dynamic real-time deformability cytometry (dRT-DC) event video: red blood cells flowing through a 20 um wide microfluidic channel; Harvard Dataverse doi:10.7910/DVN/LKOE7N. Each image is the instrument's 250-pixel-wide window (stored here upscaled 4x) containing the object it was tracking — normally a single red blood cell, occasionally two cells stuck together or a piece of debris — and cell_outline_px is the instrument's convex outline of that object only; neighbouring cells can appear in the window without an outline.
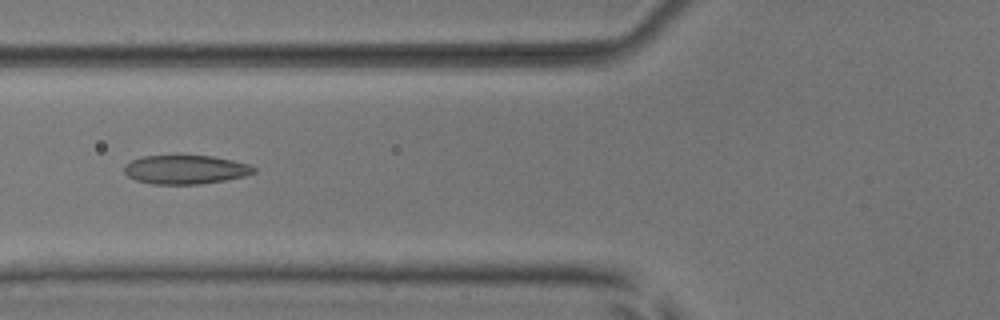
{"species": "common noctule bat (a hibernating species)", "species_latin": "Nyctalus noctula", "temperature_condition": "room temperature", "stored_images_in_passage": 5, "camera_frame_rate_fps": 3000, "um_per_image_px": 0.085, "animal": {"sex": "male", "body_mass_g": 17.9, "forearm_length_mm": 54.2}, "frame": {"image": 1, "passage_image": 5, "time_ms": 4.667, "image_size_px": [1000, 320], "cell_outline_px": [[256, 172], [244, 176], [224, 180], [200, 184], [152, 184], [136, 180], [128, 176], [124, 172], [124, 168], [132, 160], [144, 156], [212, 156], [232, 160], [248, 164], [256, 168]], "centroid_in_image_um": [15.78, 14.42], "position_along_channel_um": 110.0, "area_um2": 21.56}}